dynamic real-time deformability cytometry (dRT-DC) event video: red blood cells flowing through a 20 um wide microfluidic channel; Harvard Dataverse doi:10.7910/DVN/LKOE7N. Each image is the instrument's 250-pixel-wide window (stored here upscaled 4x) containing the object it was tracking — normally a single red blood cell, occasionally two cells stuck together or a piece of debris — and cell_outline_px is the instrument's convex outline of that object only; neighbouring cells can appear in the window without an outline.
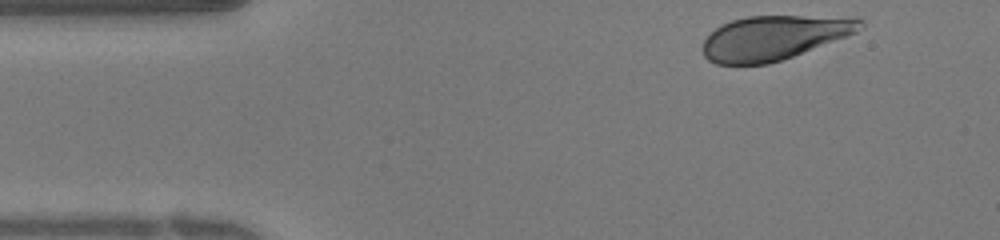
{"species": "human", "species_latin": "Homo sapiens", "temperature_condition": "warm", "stored_images_in_passage": 29, "camera_frame_rate_fps": 3000, "um_per_image_px": 0.085, "donor": {"sex": "female"}, "frame": {"image": 1, "passage_image": 1, "time_ms": 0.0, "image_size_px": [1000, 240], "cell_outline_px": [[864, 28], [856, 32], [792, 56], [768, 64], [716, 64], [708, 60], [704, 56], [704, 40], [720, 24], [732, 20], [748, 16], [856, 16], [864, 20]], "centroid_in_image_um": [65.83, 3.18], "position_along_channel_um": 19.2, "area_um2": 40.58}}
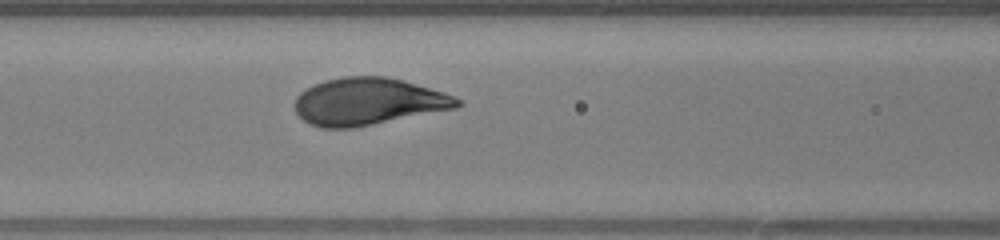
{"frame": {"image": 2, "passage_image": 12, "time_ms": 3.667, "image_size_px": [1000, 240], "cell_outline_px": [[464, 104], [456, 108], [352, 128], [324, 128], [312, 124], [304, 120], [296, 112], [296, 96], [304, 88], [312, 84], [324, 80], [340, 76], [384, 76], [404, 80], [444, 92], [460, 100]], "centroid_in_image_um": [31.28, 8.61], "position_along_channel_um": 135.3, "area_um2": 44.62}}
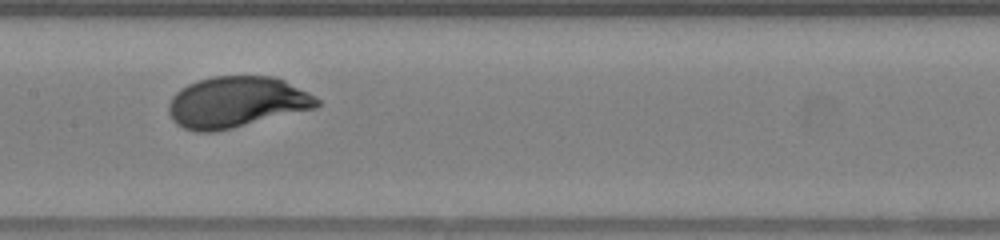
{"frame": {"image": 3, "passage_image": 15, "time_ms": 4.667, "image_size_px": [1000, 240], "cell_outline_px": [[320, 104], [316, 108], [216, 132], [196, 132], [184, 128], [176, 124], [172, 120], [168, 112], [168, 104], [172, 96], [180, 88], [196, 80], [212, 76], [276, 76], [308, 92], [320, 100]], "centroid_in_image_um": [20.08, 8.68], "position_along_channel_um": 187.3, "area_um2": 44.45}}